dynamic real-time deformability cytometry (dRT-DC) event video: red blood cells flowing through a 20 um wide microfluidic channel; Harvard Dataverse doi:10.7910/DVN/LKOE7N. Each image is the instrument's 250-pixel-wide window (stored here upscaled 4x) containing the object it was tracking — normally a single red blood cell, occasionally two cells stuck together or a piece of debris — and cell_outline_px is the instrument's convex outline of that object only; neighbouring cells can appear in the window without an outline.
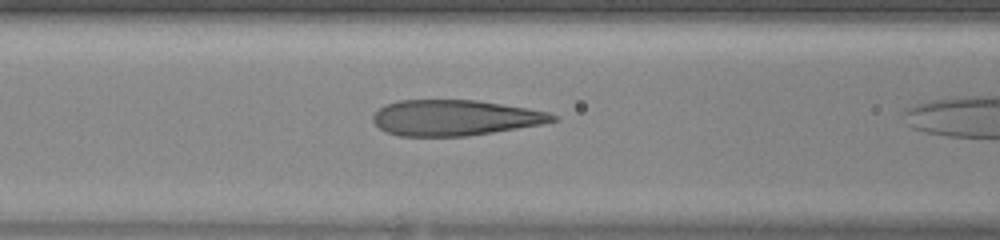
{"species": "human", "species_latin": "Homo sapiens", "temperature_condition": "warm", "stored_images_in_passage": 6, "camera_frame_rate_fps": 3000, "um_per_image_px": 0.085, "donor": {"sex": "female"}, "frame": {"image": 1, "passage_image": 5, "time_ms": 1.333, "image_size_px": [1000, 240], "cell_outline_px": [[560, 116], [556, 120], [544, 124], [468, 136], [400, 136], [388, 132], [380, 128], [372, 120], [372, 116], [384, 104], [396, 100], [476, 100], [528, 108], [548, 112]], "centroid_in_image_um": [38.68, 10.0], "position_along_channel_um": 127.9, "area_um2": 37.45}}